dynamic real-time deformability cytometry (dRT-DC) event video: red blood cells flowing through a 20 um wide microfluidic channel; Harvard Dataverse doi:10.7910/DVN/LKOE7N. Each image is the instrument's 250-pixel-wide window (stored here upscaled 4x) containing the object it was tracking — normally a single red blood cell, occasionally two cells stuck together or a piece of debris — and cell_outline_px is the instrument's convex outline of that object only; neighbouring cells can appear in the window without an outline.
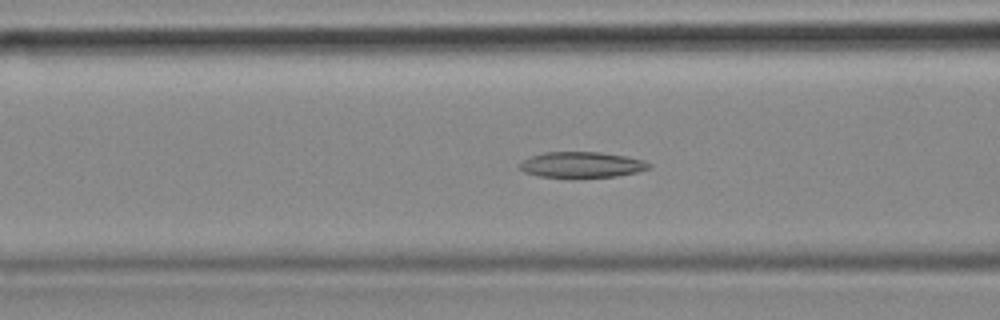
{"species": "common noctule bat (a hibernating species)", "species_latin": "Nyctalus noctula", "temperature_condition": "cold", "stored_images_in_passage": 55, "camera_frame_rate_fps": 3000, "um_per_image_px": 0.085, "animal": {"sex": "female", "body_mass_g": 18.4}, "frame": {"image": 1, "passage_image": 21, "time_ms": 6.667, "image_size_px": [1000, 320], "cell_outline_px": [[652, 168], [636, 172], [616, 176], [572, 180], [540, 176], [524, 172], [516, 164], [532, 156], [544, 152], [600, 152], [624, 156], [644, 160], [652, 164]], "centroid_in_image_um": [49.43, 14.04], "position_along_channel_um": 117.2, "area_um2": 20.11}}
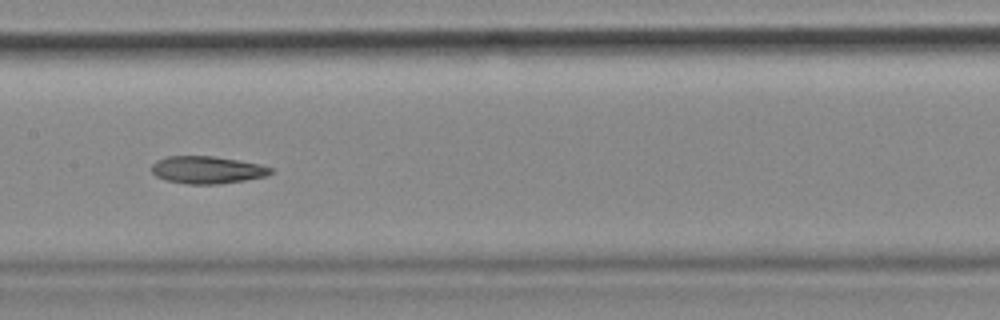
{"frame": {"image": 2, "passage_image": 27, "time_ms": 8.667, "image_size_px": [1000, 320], "cell_outline_px": [[272, 172], [268, 176], [220, 184], [188, 184], [168, 180], [156, 176], [152, 172], [152, 164], [156, 160], [168, 156], [212, 156], [260, 164], [272, 168]], "centroid_in_image_um": [17.61, 14.44], "position_along_channel_um": 189.8, "area_um2": 18.9}}
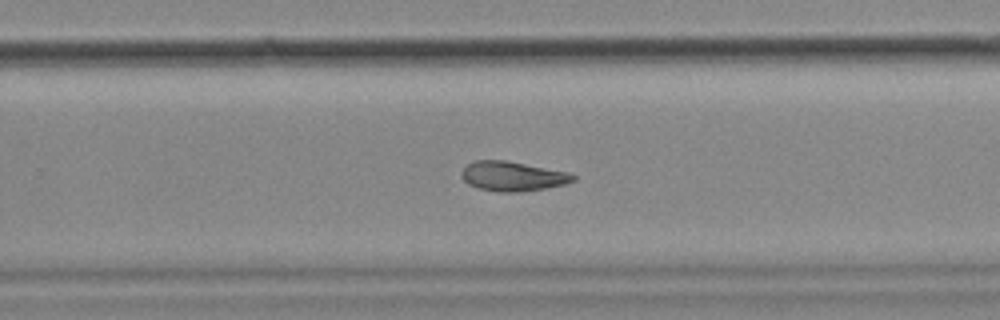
{"frame": {"image": 3, "passage_image": 35, "time_ms": 11.333, "image_size_px": [1000, 320], "cell_outline_px": [[576, 180], [564, 184], [544, 188], [516, 192], [496, 192], [476, 188], [468, 184], [460, 176], [460, 172], [472, 160], [504, 160], [568, 172], [576, 176]], "centroid_in_image_um": [43.52, 14.98], "position_along_channel_um": 286.3, "area_um2": 19.25}, "authors_computed_cell_mechanics": {"area_um2": 20.23, "velocity_mm_per_s": 3.6363, "shape_relaxation_time_tau1_ms": null, "shape_relaxation_time_tau2_ms": 4.757, "deformation_change_tau1": null, "deformation_change_tau2": 0.1212}}